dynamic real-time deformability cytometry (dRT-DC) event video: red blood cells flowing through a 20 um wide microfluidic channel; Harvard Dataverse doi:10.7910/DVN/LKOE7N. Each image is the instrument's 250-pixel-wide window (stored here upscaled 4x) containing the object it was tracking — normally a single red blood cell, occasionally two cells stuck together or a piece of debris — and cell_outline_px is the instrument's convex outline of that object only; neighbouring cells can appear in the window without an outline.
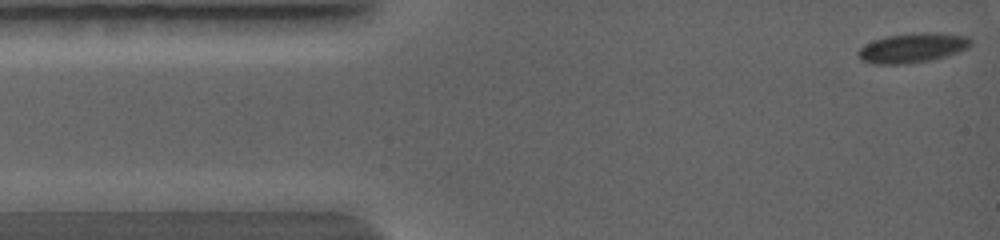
{"species": "common noctule bat (a hibernating species)", "species_latin": "Nyctalus noctula", "temperature_condition": "warm", "stored_images_in_passage": 6, "camera_frame_rate_fps": 5000, "um_per_image_px": 0.085, "animal": {"sex": "female", "body_mass_g": 19.0, "forearm_length_mm": 56.7}, "frame": {"image": 1, "passage_image": 1, "time_ms": 0.0, "image_size_px": [1000, 240], "cell_outline_px": [[972, 44], [968, 48], [932, 60], [904, 64], [872, 64], [860, 60], [856, 52], [864, 44], [888, 36], [912, 32], [940, 32], [968, 36], [972, 40]], "centroid_in_image_um": [77.56, 4.06], "position_along_channel_um": 7.4, "area_um2": 19.65}}